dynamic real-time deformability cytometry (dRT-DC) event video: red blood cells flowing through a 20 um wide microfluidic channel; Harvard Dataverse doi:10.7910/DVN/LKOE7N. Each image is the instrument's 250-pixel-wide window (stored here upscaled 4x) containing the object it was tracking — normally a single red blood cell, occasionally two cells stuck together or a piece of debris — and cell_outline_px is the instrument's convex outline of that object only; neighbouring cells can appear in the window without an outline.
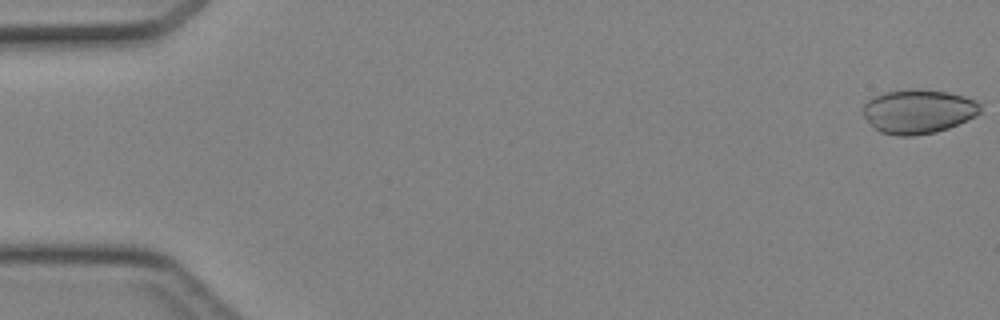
{"species": "Egyptian fruit bat (a non-hibernating species)", "species_latin": "Rousettus aegyptiacus", "temperature_condition": "cold", "stored_images_in_passage": 21, "camera_frame_rate_fps": 3000, "um_per_image_px": 0.085, "animal": {"sex": "female"}, "frame": {"image": 1, "passage_image": 1, "time_ms": 0.0, "image_size_px": [1000, 320], "cell_outline_px": [[980, 112], [976, 116], [948, 128], [936, 132], [916, 136], [900, 136], [880, 132], [872, 128], [864, 116], [864, 104], [868, 100], [884, 92], [948, 92], [964, 96], [976, 100], [980, 104]], "centroid_in_image_um": [78.06, 9.53], "position_along_channel_um": 6.9, "area_um2": 29.36}}
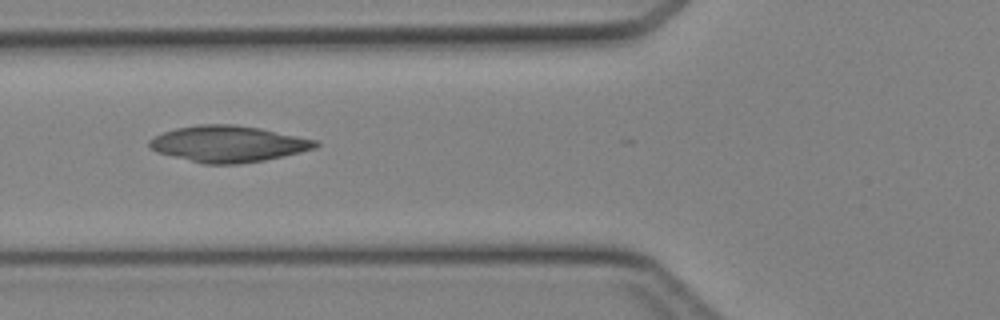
{"frame": {"image": 2, "passage_image": 18, "time_ms": 5.667, "image_size_px": [1000, 320], "cell_outline_px": [[320, 144], [316, 148], [284, 156], [264, 160], [240, 164], [204, 164], [156, 152], [148, 148], [148, 140], [164, 132], [176, 128], [200, 124], [236, 124], [260, 128], [316, 140]], "centroid_in_image_um": [19.38, 12.23], "position_along_channel_um": 106.4, "area_um2": 35.14}}
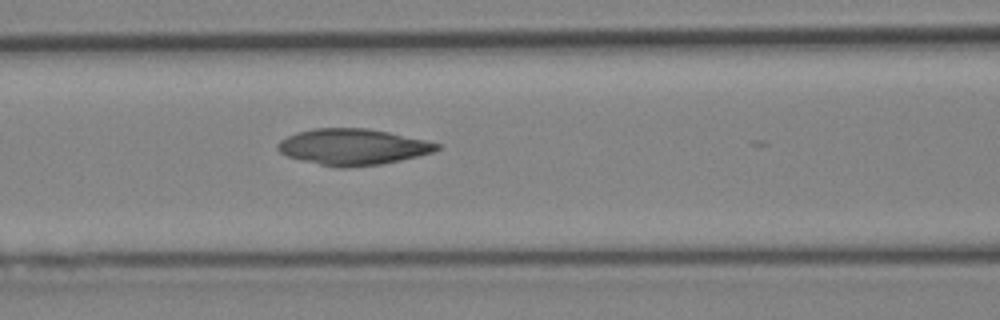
{"frame": {"image": 3, "passage_image": 20, "time_ms": 6.333, "image_size_px": [1000, 320], "cell_outline_px": [[440, 148], [432, 152], [400, 160], [380, 164], [348, 168], [336, 168], [288, 156], [280, 152], [276, 148], [276, 144], [280, 140], [296, 132], [316, 128], [368, 128], [388, 132], [424, 140], [440, 144]], "centroid_in_image_um": [29.95, 12.48], "position_along_channel_um": 136.6, "area_um2": 33.23}}